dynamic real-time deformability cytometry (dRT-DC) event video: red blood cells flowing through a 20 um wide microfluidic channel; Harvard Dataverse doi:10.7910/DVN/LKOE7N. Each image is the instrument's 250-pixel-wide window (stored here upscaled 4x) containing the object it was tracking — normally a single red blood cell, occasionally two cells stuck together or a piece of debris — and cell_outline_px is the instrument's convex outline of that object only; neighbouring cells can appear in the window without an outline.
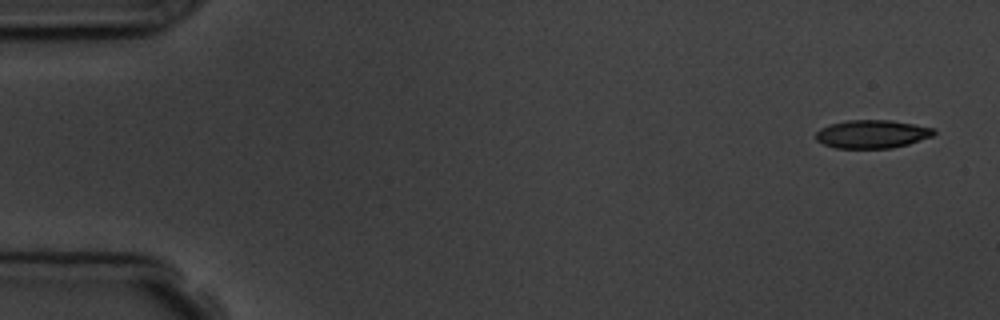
{"species": "common noctule bat (a hibernating species)", "species_latin": "Nyctalus noctula", "temperature_condition": "room temperature", "stored_images_in_passage": 5, "camera_frame_rate_fps": 3000, "um_per_image_px": 0.085, "animal": {"sex": "male", "body_mass_g": 19.5, "forearm_length_mm": 54.6}, "frame": {"image": 1, "passage_image": 1, "time_ms": 0.0, "image_size_px": [1000, 320], "cell_outline_px": [[936, 132], [932, 136], [908, 144], [892, 148], [836, 148], [824, 144], [816, 140], [816, 132], [820, 128], [832, 124], [848, 120], [892, 120], [932, 128]], "centroid_in_image_um": [74.11, 11.4], "position_along_channel_um": 10.9, "area_um2": 19.25}}